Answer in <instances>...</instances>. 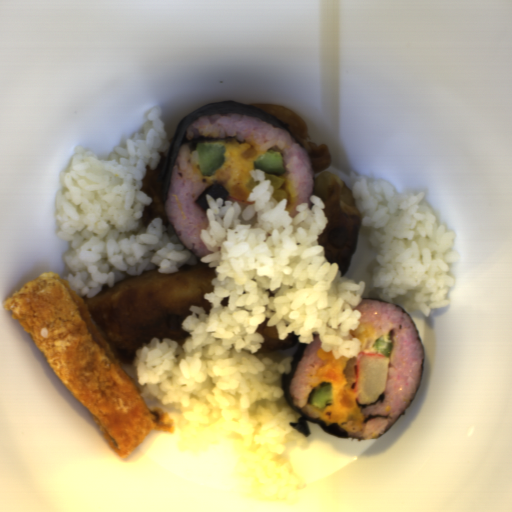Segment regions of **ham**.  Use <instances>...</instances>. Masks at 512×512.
Returning <instances> with one entry per match:
<instances>
[{
	"mask_svg": "<svg viewBox=\"0 0 512 512\" xmlns=\"http://www.w3.org/2000/svg\"><path fill=\"white\" fill-rule=\"evenodd\" d=\"M358 354L355 358H348L347 363L343 369V373L345 375V382L348 386L352 387H355L356 382Z\"/></svg>",
	"mask_w": 512,
	"mask_h": 512,
	"instance_id": "1",
	"label": "ham"
}]
</instances>
